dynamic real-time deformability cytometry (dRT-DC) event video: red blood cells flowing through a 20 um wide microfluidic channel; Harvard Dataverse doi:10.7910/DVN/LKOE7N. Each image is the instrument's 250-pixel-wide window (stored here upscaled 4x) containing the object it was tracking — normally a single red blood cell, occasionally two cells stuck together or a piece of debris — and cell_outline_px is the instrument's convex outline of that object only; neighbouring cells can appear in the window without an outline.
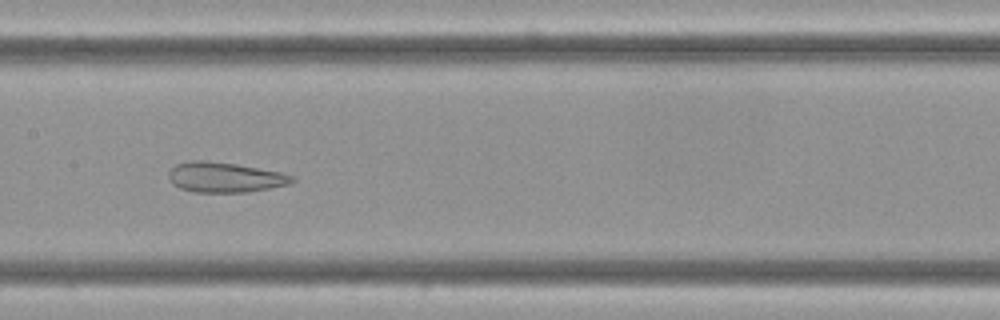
{"species": "Egyptian fruit bat (a non-hibernating species)", "species_latin": "Rousettus aegyptiacus", "temperature_condition": "cold", "stored_images_in_passage": 8, "camera_frame_rate_fps": 3000, "um_per_image_px": 0.085, "frame": {"image": 1, "passage_image": 8, "time_ms": 2.333, "image_size_px": [1000, 320], "cell_outline_px": [[296, 180], [288, 184], [248, 192], [196, 192], [180, 188], [172, 184], [168, 176], [168, 172], [176, 164], [188, 160], [204, 160], [236, 164], [280, 172], [292, 176]], "centroid_in_image_um": [19.07, 15.06], "position_along_channel_um": 188.3, "area_um2": 21.56}}